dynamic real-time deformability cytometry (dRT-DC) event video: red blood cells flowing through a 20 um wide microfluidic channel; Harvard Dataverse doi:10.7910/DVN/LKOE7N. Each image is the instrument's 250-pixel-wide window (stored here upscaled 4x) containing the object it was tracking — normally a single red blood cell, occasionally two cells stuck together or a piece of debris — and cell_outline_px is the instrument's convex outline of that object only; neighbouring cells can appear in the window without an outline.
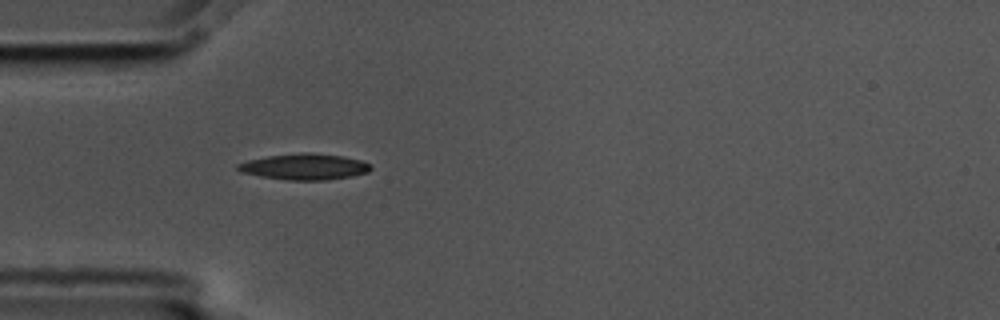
{"species": "common noctule bat (a hibernating species)", "species_latin": "Nyctalus noctula", "temperature_condition": "cold", "stored_images_in_passage": 41, "camera_frame_rate_fps": 3000, "um_per_image_px": 0.085, "animal": {"sex": "male", "body_mass_g": 17.5, "forearm_length_mm": 52.3}, "frame": {"image": 1, "passage_image": 1, "time_ms": 0.0, "image_size_px": [1000, 320], "cell_outline_px": [[372, 168], [368, 172], [352, 176], [324, 180], [288, 180], [260, 176], [240, 172], [236, 168], [236, 164], [248, 160], [268, 156], [300, 152], [312, 152], [344, 156], [360, 160], [372, 164]], "centroid_in_image_um": [25.89, 14.16], "position_along_channel_um": 59.1, "area_um2": 20.35}}
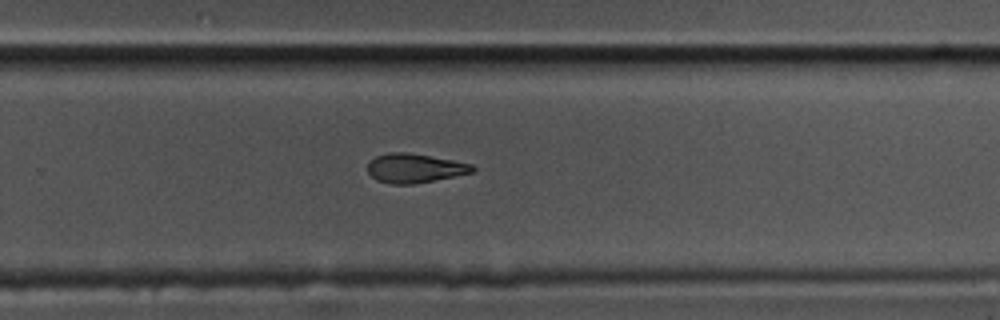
{"frame": {"image": 2, "passage_image": 21, "time_ms": 6.667, "image_size_px": [1000, 320], "cell_outline_px": [[476, 172], [456, 176], [412, 184], [392, 184], [376, 180], [368, 172], [368, 160], [376, 156], [388, 152], [408, 152], [452, 160], [472, 164], [476, 168]], "centroid_in_image_um": [35.25, 14.29], "position_along_channel_um": 294.6, "area_um2": 17.92}}
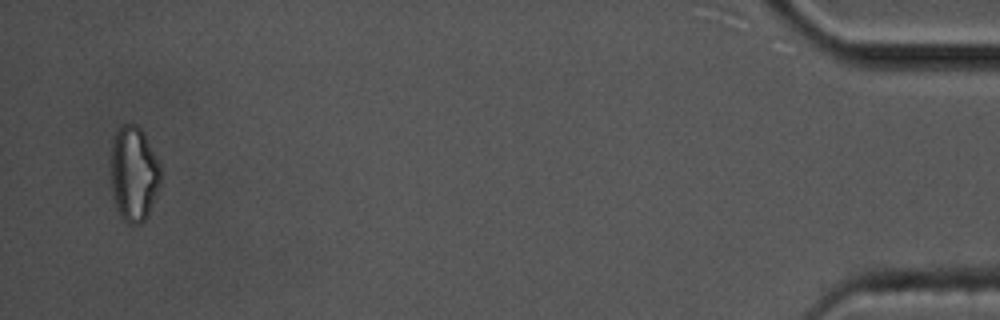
{"frame": {"image": 3, "passage_image": 39, "time_ms": 12.667, "image_size_px": [1000, 320], "cell_outline_px": [[160, 184], [148, 216], [140, 224], [128, 224], [124, 220], [116, 204], [112, 188], [112, 144], [116, 132], [120, 124], [136, 124], [144, 132], [160, 164]], "centroid_in_image_um": [11.4, 14.75], "position_along_channel_um": 423.8, "area_um2": 27.28}, "authors_computed_cell_mechanics": {"area_um2": 19.2474, "velocity_mm_per_s": 3.5742, "shape_relaxation_time_tau1_ms": 4.2745, "shape_relaxation_time_tau2_ms": 9.9701, "deformation_change_tau1": 0.1359, "deformation_change_tau2": 0.2198}}